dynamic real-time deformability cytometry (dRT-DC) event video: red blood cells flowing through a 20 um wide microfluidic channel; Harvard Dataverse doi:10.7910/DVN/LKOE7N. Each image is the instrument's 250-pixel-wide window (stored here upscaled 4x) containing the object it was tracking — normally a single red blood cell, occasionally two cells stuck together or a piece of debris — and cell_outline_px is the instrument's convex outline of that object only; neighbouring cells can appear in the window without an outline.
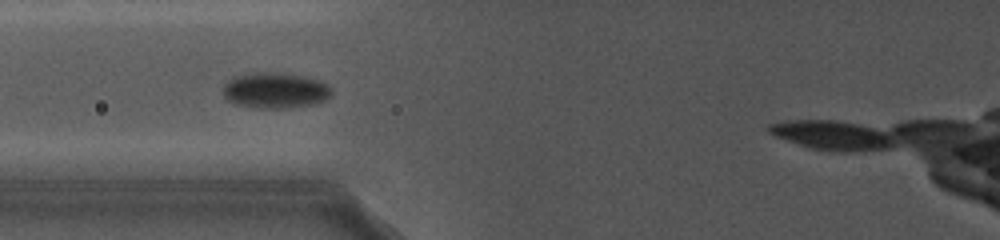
{"species": "common noctule bat (a hibernating species)", "species_latin": "Nyctalus noctula", "temperature_condition": "cold", "stored_images_in_passage": 23, "camera_frame_rate_fps": 5000, "um_per_image_px": 0.085, "animal": {"sex": "female", "body_mass_g": 19.0, "forearm_length_mm": 56.7}, "frame": {"image": 1, "passage_image": 7, "time_ms": 2.6, "image_size_px": [1000, 240], "cell_outline_px": [[328, 96], [324, 100], [312, 104], [292, 108], [256, 108], [236, 104], [228, 100], [224, 96], [224, 88], [236, 76], [256, 72], [272, 72], [304, 76], [316, 80], [324, 84], [328, 88]], "centroid_in_image_um": [23.36, 7.7], "position_along_channel_um": 102.4, "area_um2": 21.91}}
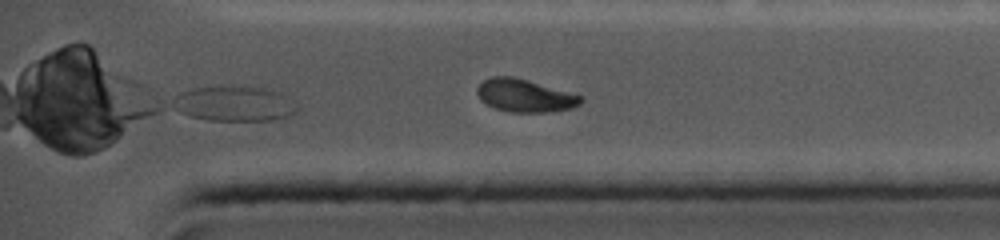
{"frame": {"image": 2, "passage_image": 23, "time_ms": 8.8, "image_size_px": [1000, 240], "cell_outline_px": [[584, 100], [580, 104], [572, 108], [544, 112], [508, 112], [496, 108], [480, 100], [476, 92], [476, 88], [484, 80], [492, 76], [512, 76], [528, 80], [584, 96]], "centroid_in_image_um": [44.62, 8.12], "position_along_channel_um": 390.6, "area_um2": 19.83}}